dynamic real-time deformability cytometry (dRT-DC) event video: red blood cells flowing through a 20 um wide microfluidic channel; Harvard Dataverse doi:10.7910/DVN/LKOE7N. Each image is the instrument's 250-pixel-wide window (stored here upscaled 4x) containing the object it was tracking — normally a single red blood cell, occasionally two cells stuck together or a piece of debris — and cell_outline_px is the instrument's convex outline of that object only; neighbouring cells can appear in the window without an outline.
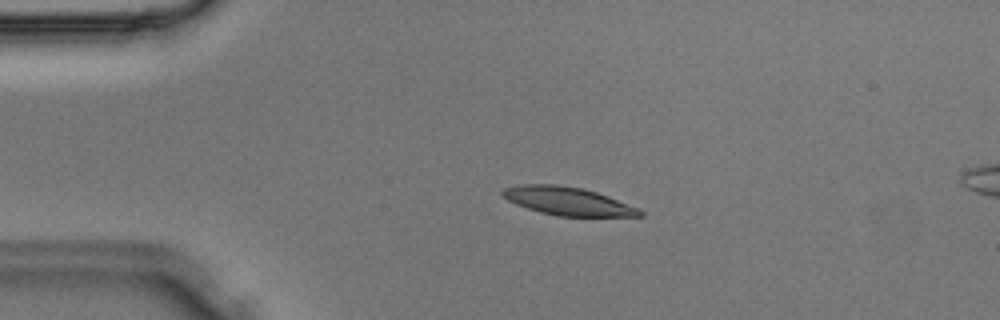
{"species": "Egyptian fruit bat (a non-hibernating species)", "species_latin": "Rousettus aegyptiacus", "temperature_condition": "room temperature", "stored_images_in_passage": 8, "camera_frame_rate_fps": 3000, "um_per_image_px": 0.085, "animal": {"sex": "male"}, "frame": {"image": 1, "passage_image": 4, "time_ms": 1.0, "image_size_px": [1000, 320], "cell_outline_px": [[644, 216], [560, 216], [540, 212], [516, 204], [508, 200], [500, 192], [504, 188], [520, 184], [556, 184], [580, 188], [596, 192], [608, 196], [640, 208], [644, 212]], "centroid_in_image_um": [48.28, 17.09], "position_along_channel_um": 36.7, "area_um2": 22.43}}